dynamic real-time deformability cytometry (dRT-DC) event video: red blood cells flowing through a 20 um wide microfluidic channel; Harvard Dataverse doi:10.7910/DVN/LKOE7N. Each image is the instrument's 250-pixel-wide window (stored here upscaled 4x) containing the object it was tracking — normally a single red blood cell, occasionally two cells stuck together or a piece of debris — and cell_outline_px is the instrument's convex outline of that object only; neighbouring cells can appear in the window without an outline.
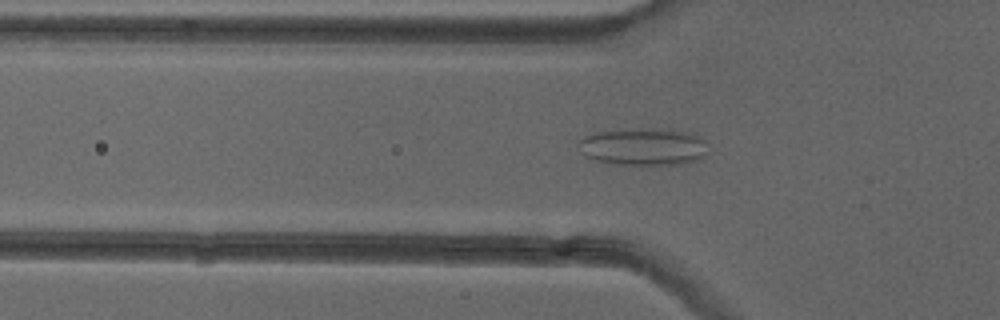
{"species": "common noctule bat (a hibernating species)", "species_latin": "Nyctalus noctula", "temperature_condition": "cold", "stored_images_in_passage": 51, "camera_frame_rate_fps": 3000, "um_per_image_px": 0.085, "animal": {"sex": "female"}, "frame": {"image": 1, "passage_image": 17, "time_ms": 5.333, "image_size_px": [1000, 320], "cell_outline_px": [[712, 148], [708, 156], [684, 164], [640, 168], [612, 164], [596, 160], [584, 156], [580, 152], [576, 144], [584, 136], [592, 132], [640, 128], [660, 128], [692, 132], [700, 136]], "centroid_in_image_um": [54.75, 12.51], "position_along_channel_um": 71.0, "area_um2": 30.11}}
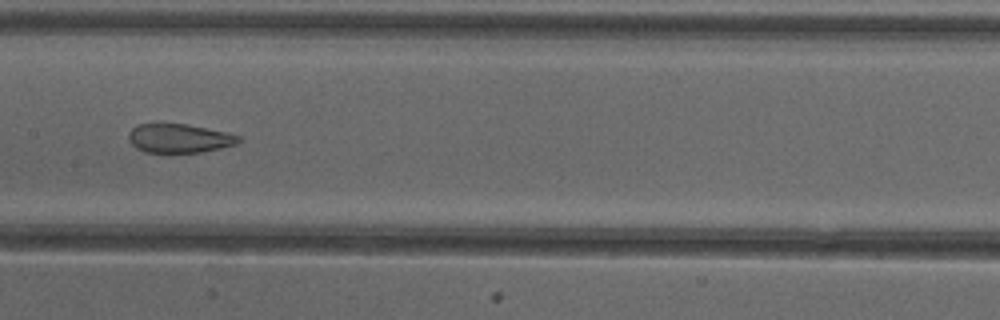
{"frame": {"image": 2, "passage_image": 26, "time_ms": 8.333, "image_size_px": [1000, 320], "cell_outline_px": [[240, 140], [236, 144], [220, 148], [200, 152], [144, 152], [136, 148], [128, 140], [128, 132], [136, 124], [188, 124], [228, 132], [240, 136]], "centroid_in_image_um": [15.22, 11.75], "position_along_channel_um": 192.2, "area_um2": 18.55}}
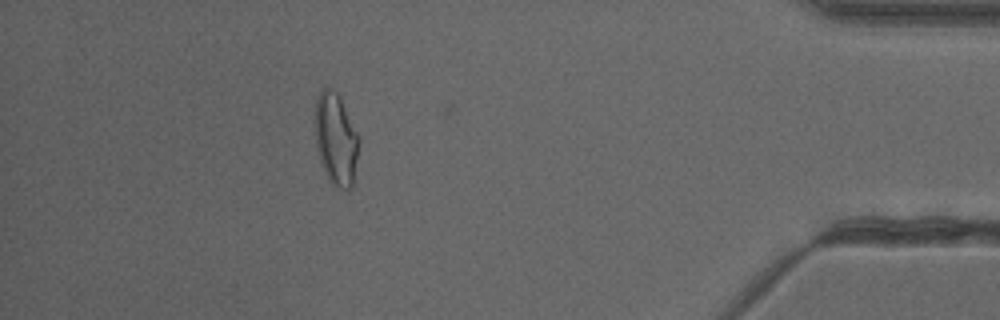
{"frame": {"image": 3, "passage_image": 46, "time_ms": 15.0, "image_size_px": [1000, 320], "cell_outline_px": [[360, 140], [352, 188], [336, 188], [328, 180], [324, 172], [316, 148], [312, 120], [316, 96], [324, 88], [332, 88], [340, 96], [360, 136]], "centroid_in_image_um": [28.51, 11.78], "position_along_channel_um": 406.7, "area_um2": 24.45}, "authors_computed_cell_mechanics": {"area_um2": 23.8136, "velocity_mm_per_s": 3.9797, "shape_relaxation_time_tau1_ms": null, "shape_relaxation_time_tau2_ms": 1.4177, "deformation_change_tau1": null, "deformation_change_tau2": 0.0852}}